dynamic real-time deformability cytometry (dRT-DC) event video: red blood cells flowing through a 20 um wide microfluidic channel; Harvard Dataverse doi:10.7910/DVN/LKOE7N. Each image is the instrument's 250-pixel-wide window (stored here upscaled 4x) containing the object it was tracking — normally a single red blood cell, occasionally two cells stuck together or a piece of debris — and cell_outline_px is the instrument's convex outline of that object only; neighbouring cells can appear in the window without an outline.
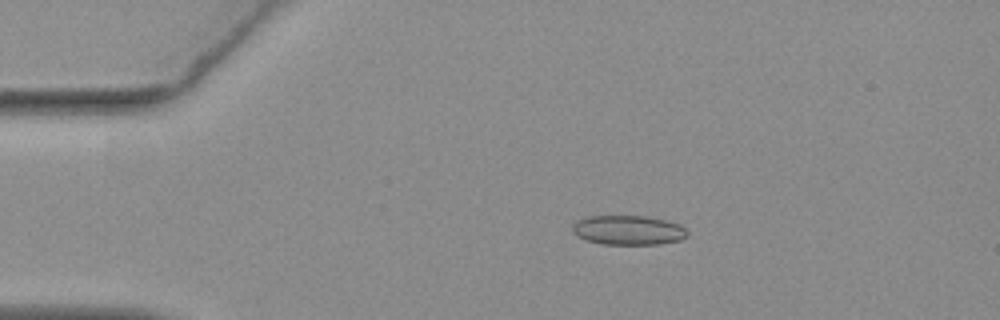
{"species": "common noctule bat (a hibernating species)", "species_latin": "Nyctalus noctula", "temperature_condition": "warm", "stored_images_in_passage": 54, "camera_frame_rate_fps": 3000, "um_per_image_px": 0.085, "animal": {"sex": "female", "body_mass_g": 19.3, "forearm_length_mm": 54.1}, "frame": {"image": 1, "passage_image": 10, "time_ms": 3.0, "image_size_px": [1000, 320], "cell_outline_px": [[688, 236], [680, 240], [660, 244], [600, 244], [584, 240], [576, 236], [572, 232], [572, 224], [576, 220], [588, 216], [648, 216], [680, 224], [688, 232]], "centroid_in_image_um": [53.36, 19.56], "position_along_channel_um": 31.6, "area_um2": 20.0}}
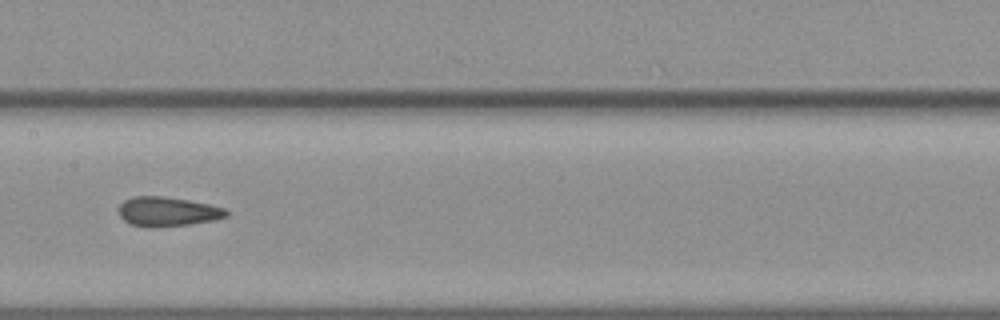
{"frame": {"image": 2, "passage_image": 27, "time_ms": 8.667, "image_size_px": [1000, 320], "cell_outline_px": [[228, 216], [212, 220], [188, 224], [156, 228], [148, 228], [128, 224], [120, 216], [120, 204], [124, 200], [136, 196], [164, 196], [188, 200], [228, 208]], "centroid_in_image_um": [14.24, 17.99], "position_along_channel_um": 193.2, "area_um2": 18.55}}
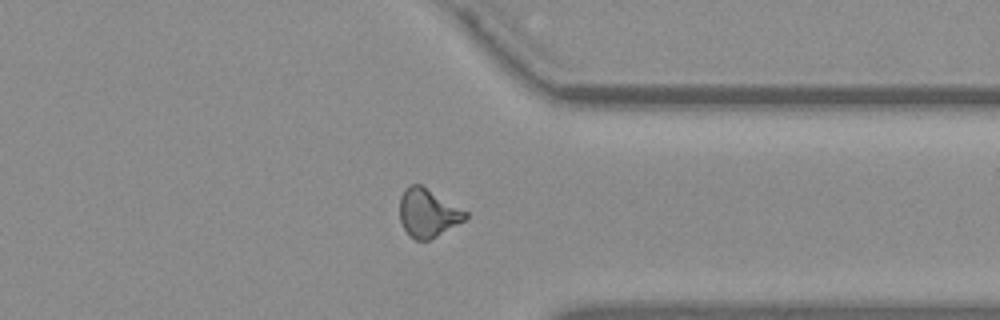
{"frame": {"image": 3, "passage_image": 42, "time_ms": 13.667, "image_size_px": [1000, 320], "cell_outline_px": [[468, 216], [464, 220], [436, 236], [428, 240], [416, 240], [408, 236], [400, 220], [400, 196], [412, 184], [420, 184], [468, 212]], "centroid_in_image_um": [36.35, 18.11], "position_along_channel_um": 375.0, "area_um2": 18.15}, "authors_computed_cell_mechanics": {"area_um2": 18.4671, "velocity_mm_per_s": 3.7287, "shape_relaxation_time_tau1_ms": null, "shape_relaxation_time_tau2_ms": 1.5408, "deformation_change_tau1": null, "deformation_change_tau2": 0.0782}}